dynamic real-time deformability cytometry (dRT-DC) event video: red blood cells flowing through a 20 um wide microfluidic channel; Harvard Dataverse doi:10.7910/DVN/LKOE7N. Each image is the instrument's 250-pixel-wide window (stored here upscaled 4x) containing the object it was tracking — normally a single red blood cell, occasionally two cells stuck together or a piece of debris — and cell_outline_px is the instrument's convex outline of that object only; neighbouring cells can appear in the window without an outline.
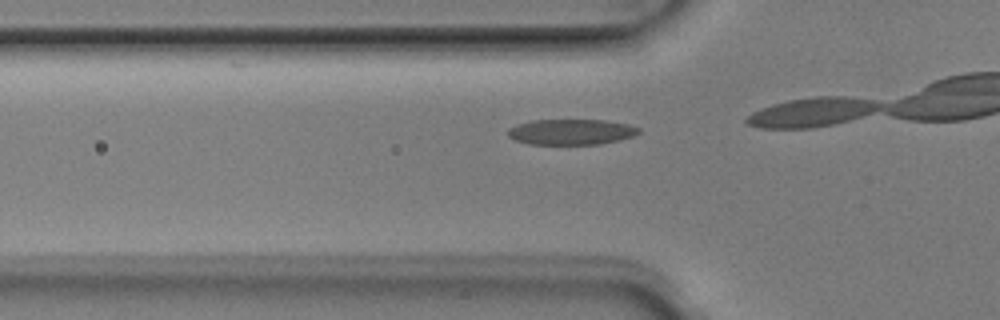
{"species": "Egyptian fruit bat (a non-hibernating species)", "species_latin": "Rousettus aegyptiacus", "temperature_condition": "room temperature", "stored_images_in_passage": 20, "camera_frame_rate_fps": 3000, "um_per_image_px": 0.085, "animal": {"sex": "male"}, "frame": {"image": 1, "passage_image": 10, "time_ms": 3.0, "image_size_px": [1000, 320], "cell_outline_px": [[640, 132], [632, 136], [620, 140], [600, 144], [528, 144], [516, 140], [508, 136], [508, 128], [516, 124], [532, 120], [604, 120], [628, 124], [640, 128]], "centroid_in_image_um": [48.54, 11.21], "position_along_channel_um": 77.3, "area_um2": 19.54}}